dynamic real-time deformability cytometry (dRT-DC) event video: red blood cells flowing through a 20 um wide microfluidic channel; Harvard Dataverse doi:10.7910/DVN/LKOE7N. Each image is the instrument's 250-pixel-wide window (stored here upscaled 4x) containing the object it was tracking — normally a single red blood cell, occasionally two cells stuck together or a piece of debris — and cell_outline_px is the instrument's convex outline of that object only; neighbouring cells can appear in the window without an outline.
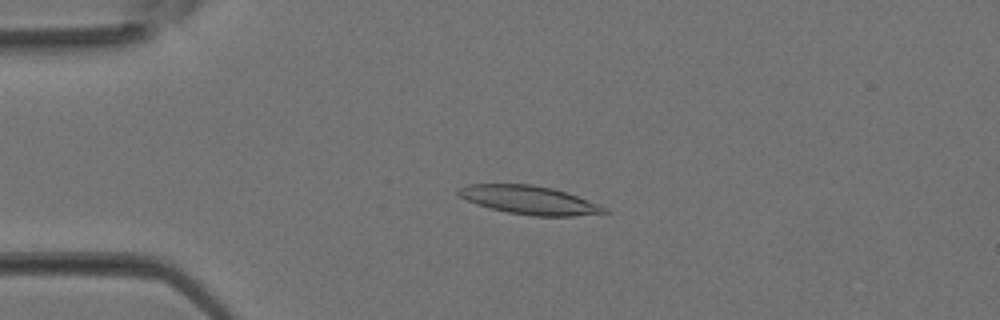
{"species": "Egyptian fruit bat (a non-hibernating species)", "species_latin": "Rousettus aegyptiacus", "temperature_condition": "room temperature", "stored_images_in_passage": 33, "camera_frame_rate_fps": 3000, "um_per_image_px": 0.085, "animal": {"sex": "female"}, "frame": {"image": 1, "passage_image": 8, "time_ms": 2.333, "image_size_px": [1000, 320], "cell_outline_px": [[608, 212], [572, 216], [532, 216], [508, 212], [476, 204], [460, 196], [456, 192], [456, 188], [468, 184], [532, 184], [552, 188], [576, 196], [596, 204], [604, 208]], "centroid_in_image_um": [44.9, 16.99], "position_along_channel_um": 40.1, "area_um2": 23.76}}
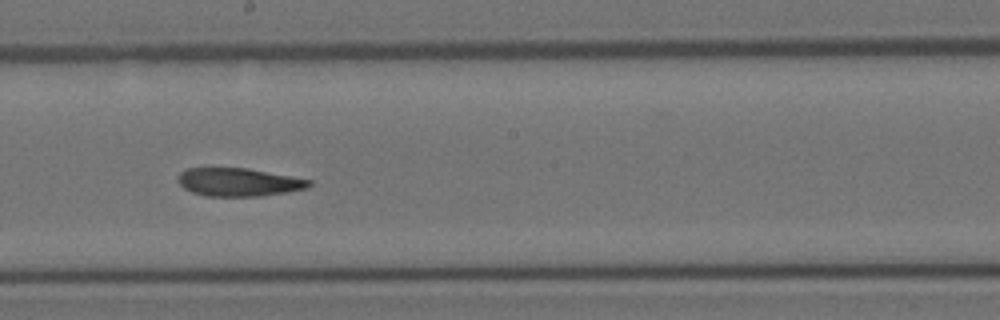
{"frame": {"image": 2, "passage_image": 20, "time_ms": 6.333, "image_size_px": [1000, 320], "cell_outline_px": [[312, 184], [308, 188], [288, 192], [260, 196], [204, 196], [192, 192], [184, 188], [176, 180], [176, 176], [180, 172], [188, 168], [248, 168], [312, 180]], "centroid_in_image_um": [20.27, 15.48], "position_along_channel_um": 227.9, "area_um2": 21.68}}
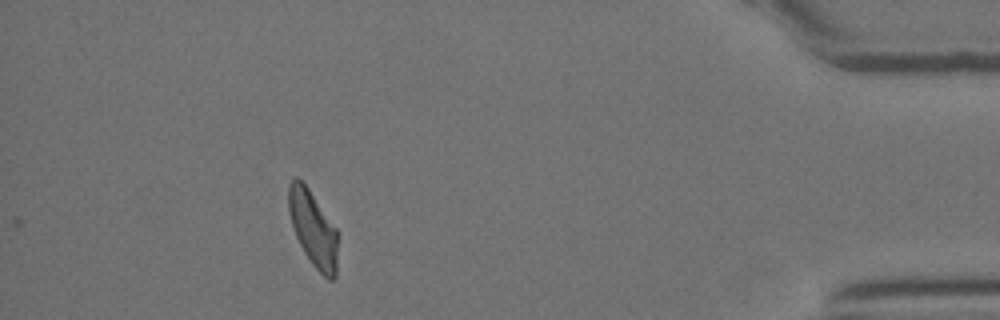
{"frame": {"image": 3, "passage_image": 33, "time_ms": 10.667, "image_size_px": [1000, 320], "cell_outline_px": [[336, 276], [332, 280], [328, 280], [312, 264], [304, 252], [296, 236], [288, 212], [288, 184], [296, 176], [308, 188], [336, 228]], "centroid_in_image_um": [26.58, 19.43], "position_along_channel_um": 408.6, "area_um2": 21.27}}